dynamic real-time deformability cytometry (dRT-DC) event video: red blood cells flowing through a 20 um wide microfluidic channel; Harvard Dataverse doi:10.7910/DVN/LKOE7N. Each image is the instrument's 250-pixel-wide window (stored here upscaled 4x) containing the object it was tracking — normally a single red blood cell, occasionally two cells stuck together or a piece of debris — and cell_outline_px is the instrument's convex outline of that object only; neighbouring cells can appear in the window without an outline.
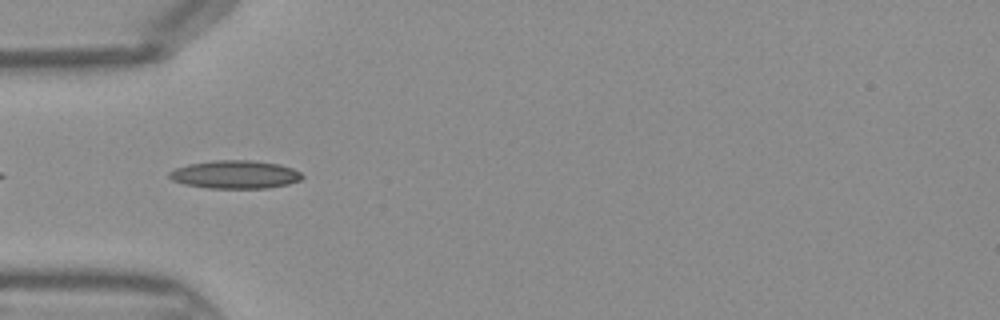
{"species": "Egyptian fruit bat (a non-hibernating species)", "species_latin": "Rousettus aegyptiacus", "temperature_condition": "warm", "stored_images_in_passage": 30, "camera_frame_rate_fps": 3000, "um_per_image_px": 0.085, "frame": {"image": 1, "passage_image": 2, "time_ms": 0.333, "image_size_px": [1000, 320], "cell_outline_px": [[304, 176], [300, 180], [288, 184], [268, 188], [208, 188], [184, 184], [172, 180], [168, 176], [168, 172], [176, 168], [188, 164], [212, 160], [252, 160], [280, 164], [292, 168], [300, 172]], "centroid_in_image_um": [19.98, 14.83], "position_along_channel_um": 65.0, "area_um2": 21.91}}
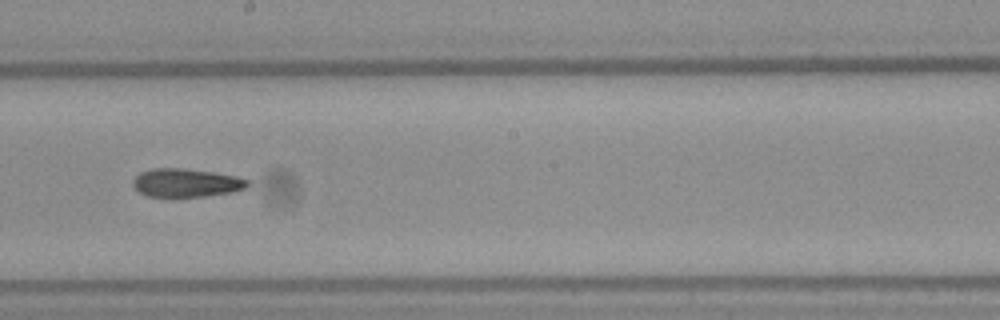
{"frame": {"image": 2, "passage_image": 13, "time_ms": 4.0, "image_size_px": [1000, 320], "cell_outline_px": [[248, 184], [244, 188], [232, 192], [204, 196], [172, 200], [168, 200], [148, 196], [140, 192], [132, 184], [132, 180], [140, 172], [152, 168], [180, 168], [212, 172], [236, 176], [248, 180]], "centroid_in_image_um": [15.75, 15.58], "position_along_channel_um": 232.5, "area_um2": 19.54}}
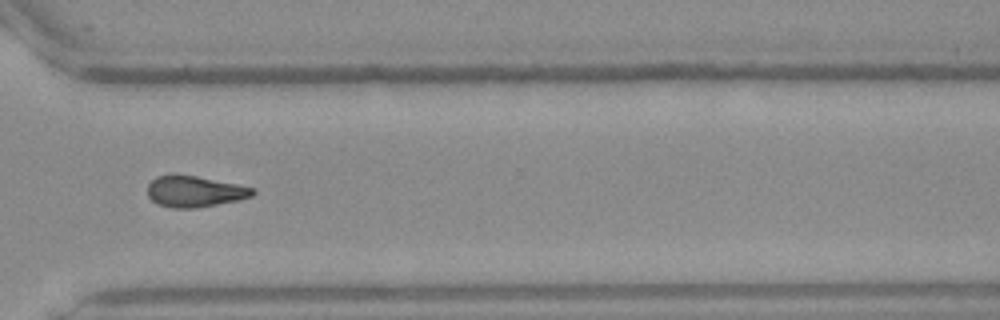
{"frame": {"image": 3, "passage_image": 21, "time_ms": 6.667, "image_size_px": [1000, 320], "cell_outline_px": [[256, 192], [252, 196], [240, 200], [196, 208], [172, 208], [160, 204], [152, 200], [148, 196], [148, 184], [156, 176], [172, 172], [176, 172], [256, 188]], "centroid_in_image_um": [16.54, 16.25], "position_along_channel_um": 354.1, "area_um2": 19.42}}